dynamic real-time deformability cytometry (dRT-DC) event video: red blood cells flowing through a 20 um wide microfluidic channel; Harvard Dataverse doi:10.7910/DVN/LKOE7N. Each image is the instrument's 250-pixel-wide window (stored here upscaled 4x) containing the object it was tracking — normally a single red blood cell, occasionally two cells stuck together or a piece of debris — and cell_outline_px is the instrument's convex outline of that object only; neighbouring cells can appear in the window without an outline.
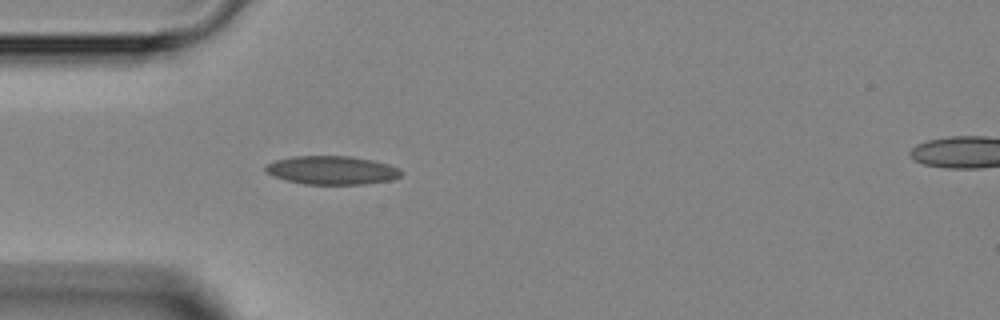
{"species": "Egyptian fruit bat (a non-hibernating species)", "species_latin": "Rousettus aegyptiacus", "temperature_condition": "room temperature", "stored_images_in_passage": 7, "segment_of_instrument_passage": [1, 2], "camera_frame_rate_fps": 3000, "um_per_image_px": 0.085, "animal": {"sex": "female"}, "frame": {"image": 1, "passage_image": 6, "time_ms": 5.667, "image_size_px": [1000, 320], "cell_outline_px": [[400, 176], [392, 180], [364, 184], [304, 184], [284, 180], [272, 176], [264, 172], [264, 168], [268, 164], [276, 160], [296, 156], [352, 156], [372, 160], [388, 164], [400, 168]], "centroid_in_image_um": [28.19, 14.47], "position_along_channel_um": 56.8, "area_um2": 22.6}}